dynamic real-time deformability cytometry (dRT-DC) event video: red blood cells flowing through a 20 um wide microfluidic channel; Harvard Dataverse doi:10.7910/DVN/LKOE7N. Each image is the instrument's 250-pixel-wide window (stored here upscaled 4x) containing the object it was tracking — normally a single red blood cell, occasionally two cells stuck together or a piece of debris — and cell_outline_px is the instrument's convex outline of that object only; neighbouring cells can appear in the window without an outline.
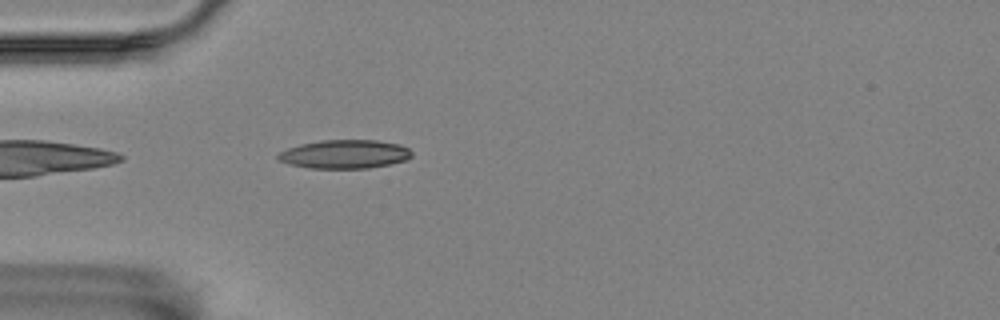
{"species": "Egyptian fruit bat (a non-hibernating species)", "species_latin": "Rousettus aegyptiacus", "temperature_condition": "room temperature", "stored_images_in_passage": 42, "camera_frame_rate_fps": 3000, "um_per_image_px": 0.085, "animal": {"sex": "female"}, "frame": {"image": 1, "passage_image": 2, "time_ms": 0.333, "image_size_px": [1000, 320], "cell_outline_px": [[412, 156], [404, 160], [388, 164], [368, 168], [312, 168], [292, 164], [280, 160], [276, 156], [280, 152], [288, 148], [300, 144], [320, 140], [376, 140], [400, 144], [408, 148], [412, 152]], "centroid_in_image_um": [29.32, 13.09], "position_along_channel_um": 55.7, "area_um2": 22.08}}
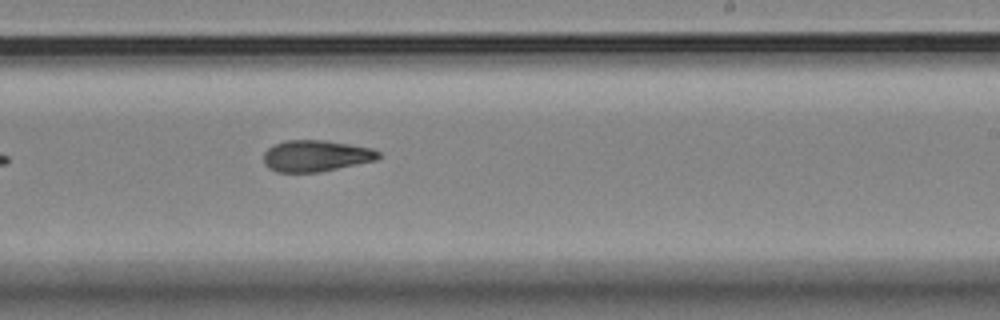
{"frame": {"image": 2, "passage_image": 20, "time_ms": 6.333, "image_size_px": [1000, 320], "cell_outline_px": [[380, 156], [376, 160], [320, 172], [276, 172], [268, 168], [264, 164], [264, 152], [268, 148], [284, 140], [324, 140], [372, 148], [380, 152]], "centroid_in_image_um": [26.83, 13.25], "position_along_channel_um": 262.2, "area_um2": 20.98}}
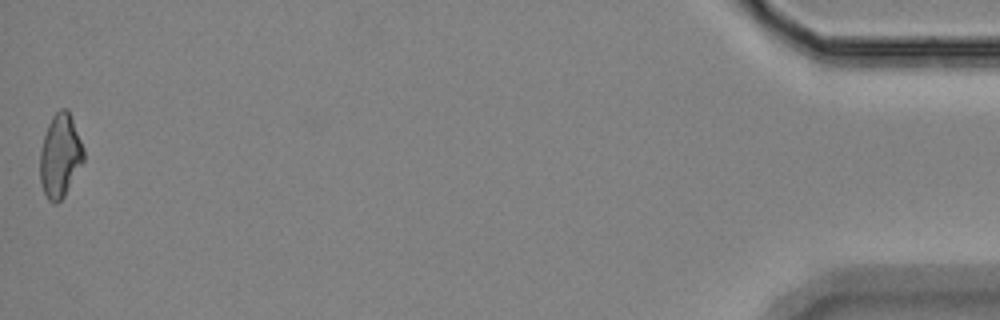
{"frame": {"image": 3, "passage_image": 42, "time_ms": 13.667, "image_size_px": [1000, 320], "cell_outline_px": [[84, 160], [64, 196], [56, 204], [52, 204], [48, 200], [44, 192], [40, 180], [40, 152], [44, 136], [48, 124], [52, 116], [60, 108], [68, 108], [84, 148]], "centroid_in_image_um": [5.11, 13.23], "position_along_channel_um": 430.1, "area_um2": 21.15}, "authors_computed_cell_mechanics": {"area_um2": 21.2126, "velocity_mm_per_s": 3.5292, "shape_relaxation_time_tau1_ms": 7.7266, "shape_relaxation_time_tau2_ms": 4.8561, "deformation_change_tau1": 0.2146, "deformation_change_tau2": 0.136}}